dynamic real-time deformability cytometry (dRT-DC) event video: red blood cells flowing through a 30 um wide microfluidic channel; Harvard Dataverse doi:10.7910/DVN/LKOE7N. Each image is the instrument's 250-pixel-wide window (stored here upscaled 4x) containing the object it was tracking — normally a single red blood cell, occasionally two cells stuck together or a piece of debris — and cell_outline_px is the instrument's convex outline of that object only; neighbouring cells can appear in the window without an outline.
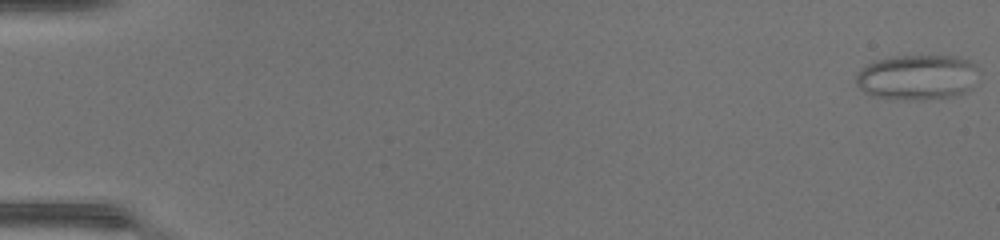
{"species": "common noctule bat (a hibernating species)", "species_latin": "Nyctalus noctula", "temperature_condition": "warm", "stored_images_in_passage": 48, "camera_frame_rate_fps": 3000, "um_per_image_px": 0.085, "animal": {"sex": "female", "body_mass_g": 17.0, "forearm_length_mm": 48.0}, "frame": {"image": 1, "passage_image": 1, "time_ms": 0.0, "image_size_px": [1000, 240], "cell_outline_px": [[980, 72], [968, 88], [960, 92], [948, 96], [924, 100], [872, 96], [864, 92], [856, 84], [856, 76], [868, 64], [876, 60], [896, 56], [952, 56], [968, 60]], "centroid_in_image_um": [77.93, 6.55], "position_along_channel_um": 7.1, "area_um2": 31.5}}
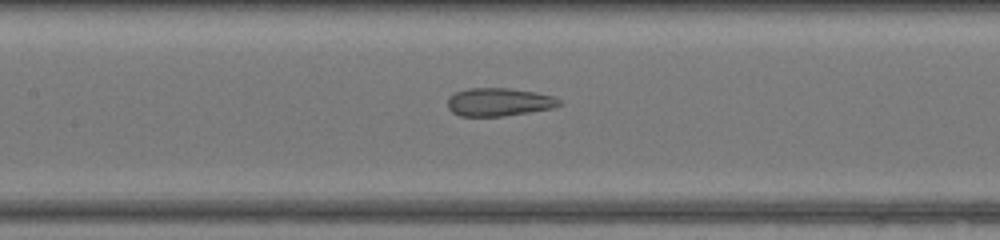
{"frame": {"image": 2, "passage_image": 24, "time_ms": 7.667, "image_size_px": [1000, 240], "cell_outline_px": [[564, 104], [552, 108], [504, 116], [460, 116], [452, 112], [448, 108], [448, 100], [456, 92], [468, 88], [508, 88], [536, 92], [552, 96], [560, 100]], "centroid_in_image_um": [42.43, 8.67], "position_along_channel_um": 165.0, "area_um2": 18.21}}
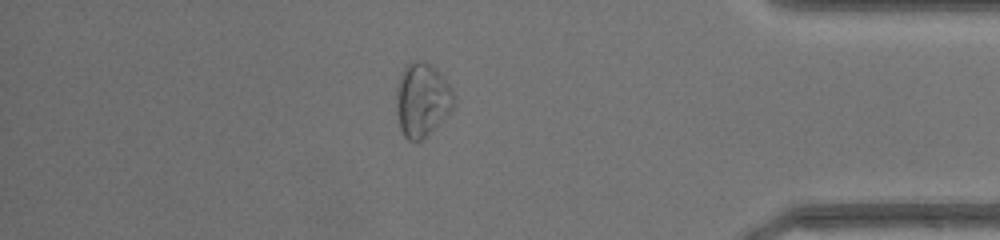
{"frame": {"image": 3, "passage_image": 42, "time_ms": 13.667, "image_size_px": [1000, 240], "cell_outline_px": [[456, 104], [420, 140], [408, 140], [404, 136], [400, 128], [396, 112], [396, 96], [400, 80], [404, 68], [412, 60], [424, 60], [436, 68], [452, 88], [456, 100]], "centroid_in_image_um": [35.88, 8.44], "position_along_channel_um": 399.3, "area_um2": 24.28}, "authors_computed_cell_mechanics": {"area_um2": 23.6113, "velocity_mm_per_s": 4.4073, "shape_relaxation_time_tau1_ms": null, "shape_relaxation_time_tau2_ms": 1.4768, "deformation_change_tau1": null, "deformation_change_tau2": 0.1093}}